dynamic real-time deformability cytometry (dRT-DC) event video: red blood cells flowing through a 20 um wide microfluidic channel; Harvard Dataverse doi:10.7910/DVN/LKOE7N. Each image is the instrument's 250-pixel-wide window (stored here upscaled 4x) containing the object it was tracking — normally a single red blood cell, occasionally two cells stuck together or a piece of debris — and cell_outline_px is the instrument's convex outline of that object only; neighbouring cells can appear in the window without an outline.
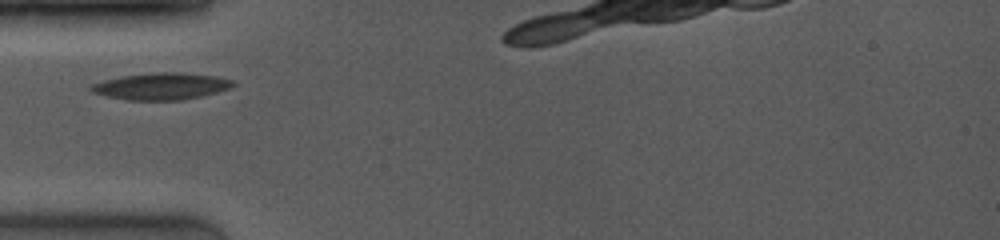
{"species": "common noctule bat (a hibernating species)", "species_latin": "Nyctalus noctula", "temperature_condition": "room temperature", "stored_images_in_passage": 18, "camera_frame_rate_fps": 4000, "um_per_image_px": 0.085, "animal": {"sex": "female", "body_mass_g": 19.0, "forearm_length_mm": 53.3}, "frame": {"image": 1, "passage_image": 1, "time_ms": 0.0, "image_size_px": [1000, 240], "cell_outline_px": [[236, 84], [228, 88], [216, 92], [200, 96], [180, 100], [128, 100], [108, 96], [92, 92], [88, 88], [92, 84], [104, 80], [120, 76], [152, 72], [180, 72], [216, 76], [232, 80]], "centroid_in_image_um": [13.68, 7.32], "position_along_channel_um": 71.3, "area_um2": 22.08}}
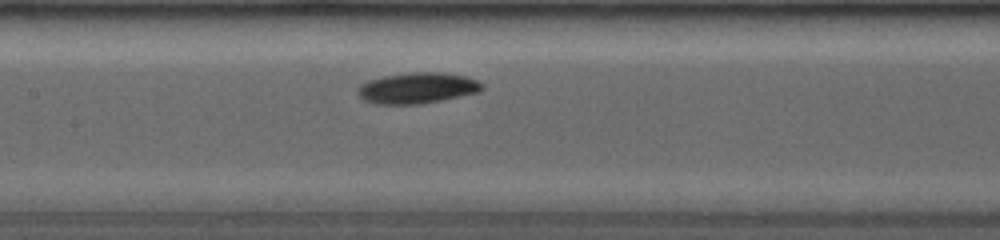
{"frame": {"image": 2, "passage_image": 6, "time_ms": 2.5, "image_size_px": [1000, 240], "cell_outline_px": [[484, 88], [480, 92], [420, 104], [376, 104], [364, 100], [356, 92], [356, 88], [360, 84], [368, 80], [384, 76], [412, 72], [444, 72], [464, 76], [476, 80], [484, 84]], "centroid_in_image_um": [35.46, 7.48], "position_along_channel_um": 171.9, "area_um2": 22.48}}
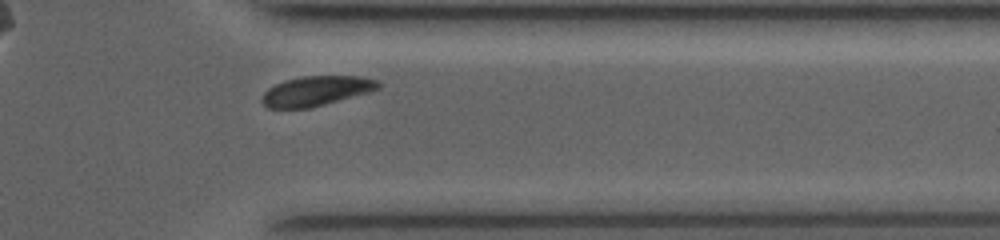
{"frame": {"image": 3, "passage_image": 17, "time_ms": 7.75, "image_size_px": [1000, 240], "cell_outline_px": [[380, 88], [368, 92], [324, 104], [308, 108], [268, 108], [264, 104], [264, 92], [268, 88], [284, 80], [304, 76], [364, 76], [380, 80]], "centroid_in_image_um": [26.93, 7.71], "position_along_channel_um": 384.5, "area_um2": 19.94}}